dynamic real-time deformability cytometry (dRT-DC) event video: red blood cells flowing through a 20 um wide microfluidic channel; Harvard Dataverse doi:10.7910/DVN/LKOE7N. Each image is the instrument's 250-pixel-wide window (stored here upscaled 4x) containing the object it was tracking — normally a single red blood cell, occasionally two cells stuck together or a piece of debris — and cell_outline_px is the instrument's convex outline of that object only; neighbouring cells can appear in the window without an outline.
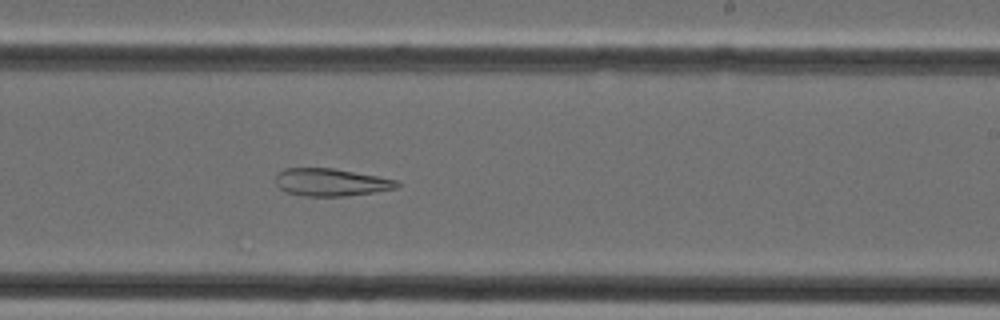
{"species": "Egyptian fruit bat (a non-hibernating species)", "species_latin": "Rousettus aegyptiacus", "temperature_condition": "cold", "stored_images_in_passage": 27, "camera_frame_rate_fps": 3000, "um_per_image_px": 0.085, "animal": {"sex": "female"}, "frame": {"image": 1, "passage_image": 22, "time_ms": 7.0, "image_size_px": [1000, 320], "cell_outline_px": [[400, 184], [396, 188], [376, 192], [344, 196], [304, 196], [288, 192], [280, 188], [276, 184], [276, 172], [284, 168], [332, 168], [376, 176], [396, 180]], "centroid_in_image_um": [28.1, 15.49], "position_along_channel_um": 260.9, "area_um2": 19.36}}